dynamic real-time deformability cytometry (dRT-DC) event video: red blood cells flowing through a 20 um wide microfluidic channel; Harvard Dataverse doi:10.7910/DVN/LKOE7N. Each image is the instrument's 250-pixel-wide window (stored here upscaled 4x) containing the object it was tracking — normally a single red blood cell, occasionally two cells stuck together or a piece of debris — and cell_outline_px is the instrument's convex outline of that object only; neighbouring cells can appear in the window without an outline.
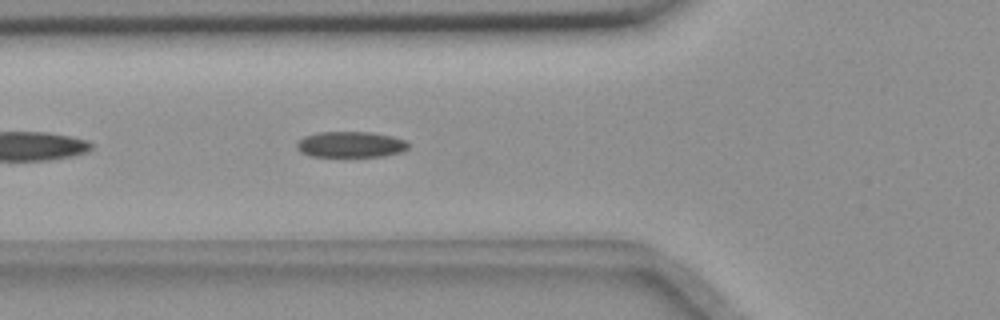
{"species": "common noctule bat (a hibernating species)", "species_latin": "Nyctalus noctula", "temperature_condition": "room temperature", "stored_images_in_passage": 42, "camera_frame_rate_fps": 3000, "um_per_image_px": 0.085, "animal": {"sex": "female", "body_mass_g": 18.4}, "frame": {"image": 1, "passage_image": 6, "time_ms": 1.667, "image_size_px": [1000, 320], "cell_outline_px": [[408, 148], [404, 152], [384, 156], [308, 156], [300, 152], [296, 148], [296, 144], [304, 136], [320, 132], [372, 132], [392, 136], [404, 140], [408, 144]], "centroid_in_image_um": [29.81, 12.28], "position_along_channel_um": 96.0, "area_um2": 16.88}}
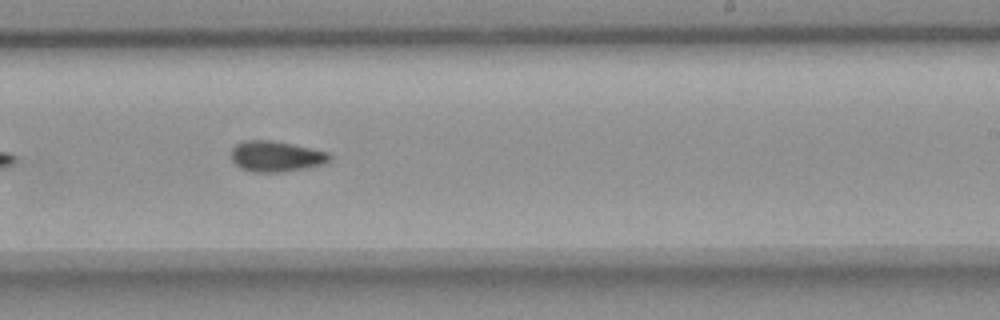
{"frame": {"image": 2, "passage_image": 20, "time_ms": 6.333, "image_size_px": [1000, 320], "cell_outline_px": [[332, 160], [324, 164], [284, 172], [252, 172], [236, 164], [232, 160], [232, 148], [236, 144], [244, 140], [272, 140], [292, 144], [328, 152], [332, 156]], "centroid_in_image_um": [23.49, 13.28], "position_along_channel_um": 265.5, "area_um2": 17.57}}
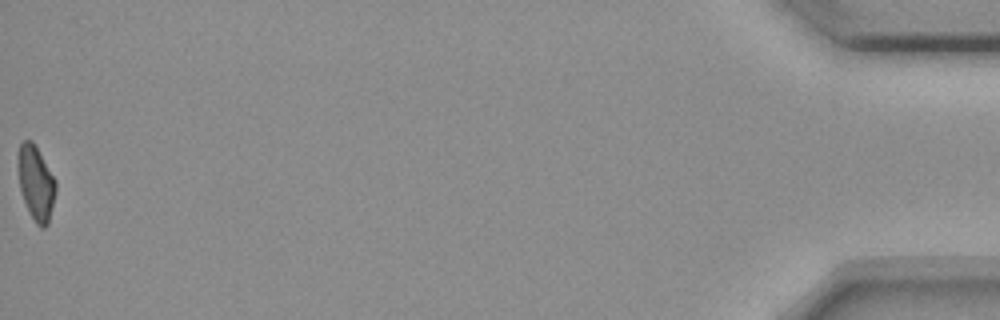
{"frame": {"image": 3, "passage_image": 42, "time_ms": 13.667, "image_size_px": [1000, 320], "cell_outline_px": [[56, 192], [48, 224], [44, 228], [40, 228], [36, 224], [20, 192], [16, 168], [20, 144], [24, 140], [32, 140], [56, 180]], "centroid_in_image_um": [3.04, 15.55], "position_along_channel_um": 432.2, "area_um2": 16.47}, "authors_computed_cell_mechanics": {"area_um2": 17.1088, "velocity_mm_per_s": 3.6348, "shape_relaxation_time_tau1_ms": 10.1388, "shape_relaxation_time_tau2_ms": 5.227, "deformation_change_tau1": 0.192, "deformation_change_tau2": 0.1204}}